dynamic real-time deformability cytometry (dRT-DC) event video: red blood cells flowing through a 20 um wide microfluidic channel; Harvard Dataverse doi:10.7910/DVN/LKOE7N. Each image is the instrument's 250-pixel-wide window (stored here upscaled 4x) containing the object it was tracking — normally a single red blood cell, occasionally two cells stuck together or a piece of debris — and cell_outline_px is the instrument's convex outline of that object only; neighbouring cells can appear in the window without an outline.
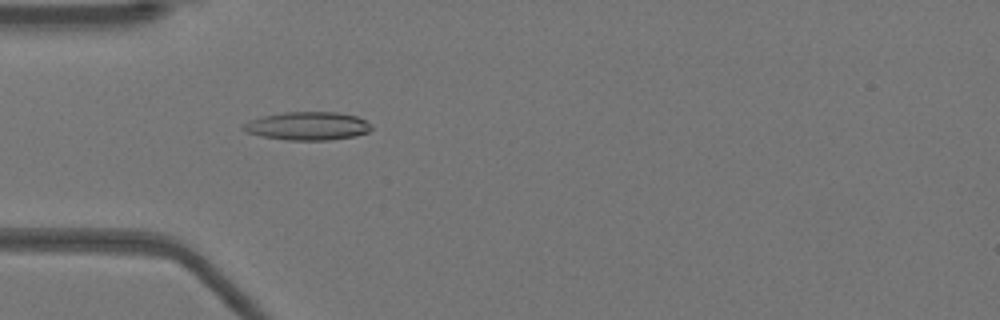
{"species": "Egyptian fruit bat (a non-hibernating species)", "species_latin": "Rousettus aegyptiacus", "temperature_condition": "warm", "stored_images_in_passage": 51, "camera_frame_rate_fps": 3000, "um_per_image_px": 0.085, "animal": {"sex": "female"}, "frame": {"image": 1, "passage_image": 15, "time_ms": 4.667, "image_size_px": [1000, 320], "cell_outline_px": [[372, 128], [368, 132], [356, 136], [328, 140], [288, 140], [260, 136], [244, 132], [240, 128], [248, 120], [264, 116], [284, 112], [336, 112], [356, 116], [364, 120]], "centroid_in_image_um": [26.09, 10.71], "position_along_channel_um": 58.9, "area_um2": 21.1}}
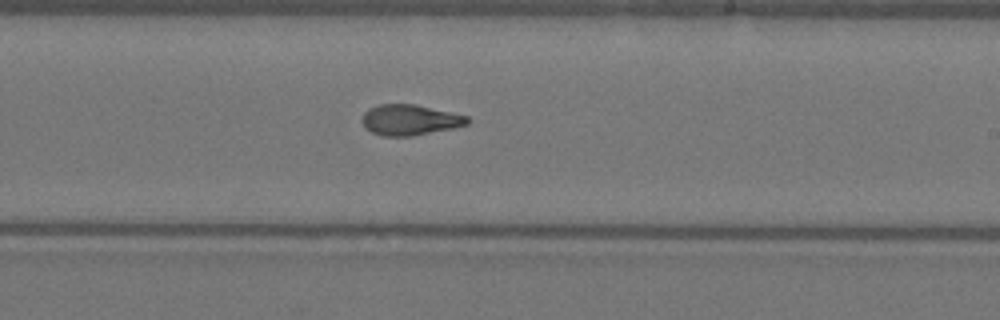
{"frame": {"image": 2, "passage_image": 30, "time_ms": 9.667, "image_size_px": [1000, 320], "cell_outline_px": [[472, 120], [468, 124], [452, 128], [412, 136], [380, 136], [364, 128], [360, 120], [364, 112], [368, 108], [380, 104], [412, 104], [468, 116]], "centroid_in_image_um": [34.79, 10.2], "position_along_channel_um": 254.2, "area_um2": 18.84}}
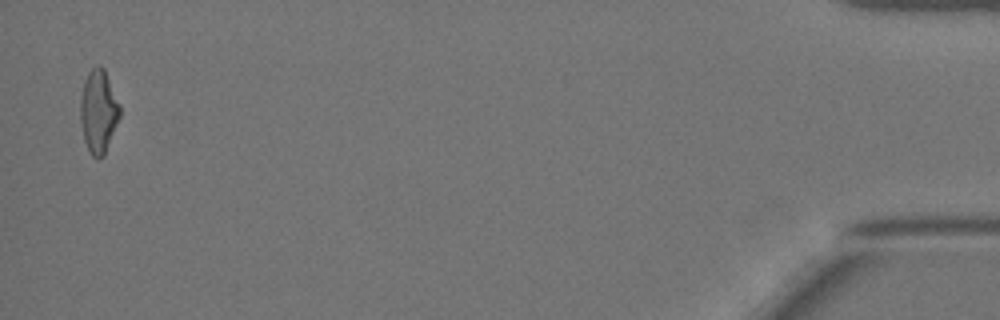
{"frame": {"image": 3, "passage_image": 50, "time_ms": 16.333, "image_size_px": [1000, 320], "cell_outline_px": [[120, 116], [104, 156], [92, 156], [88, 152], [84, 140], [80, 120], [80, 100], [84, 80], [88, 72], [92, 68], [100, 64], [104, 68], [120, 104]], "centroid_in_image_um": [8.36, 9.45], "position_along_channel_um": 426.8, "area_um2": 19.19}, "authors_computed_cell_mechanics": {"area_um2": 19.2474, "velocity_mm_per_s": 3.9561, "shape_relaxation_time_tau1_ms": 7.8156, "shape_relaxation_time_tau2_ms": 1.664, "deformation_change_tau1": 0.2503, "deformation_change_tau2": 0.0925}}